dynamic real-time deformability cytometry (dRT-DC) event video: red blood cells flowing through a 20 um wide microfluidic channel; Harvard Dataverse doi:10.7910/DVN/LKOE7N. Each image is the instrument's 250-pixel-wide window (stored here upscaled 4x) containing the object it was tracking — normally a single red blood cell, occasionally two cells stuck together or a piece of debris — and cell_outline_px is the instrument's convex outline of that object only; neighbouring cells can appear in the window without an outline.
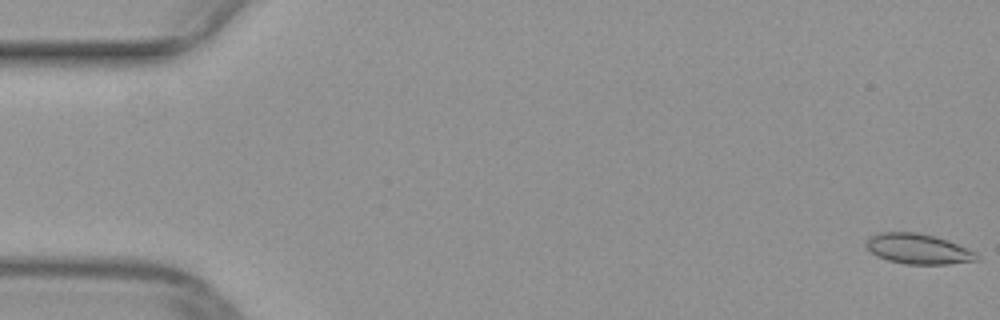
{"species": "common noctule bat (a hibernating species)", "species_latin": "Nyctalus noctula", "temperature_condition": "warm", "stored_images_in_passage": 51, "camera_frame_rate_fps": 3000, "um_per_image_px": 0.085, "animal": {"sex": "female", "body_mass_g": 29.2, "forearm_length_mm": 56.3}, "frame": {"image": 1, "passage_image": 1, "time_ms": 0.0, "image_size_px": [1000, 320], "cell_outline_px": [[980, 260], [948, 264], [904, 264], [888, 260], [876, 256], [864, 244], [868, 236], [880, 232], [916, 232], [936, 236], [948, 240], [976, 252], [980, 256]], "centroid_in_image_um": [78.04, 21.15], "position_along_channel_um": 7.0, "area_um2": 19.71}}
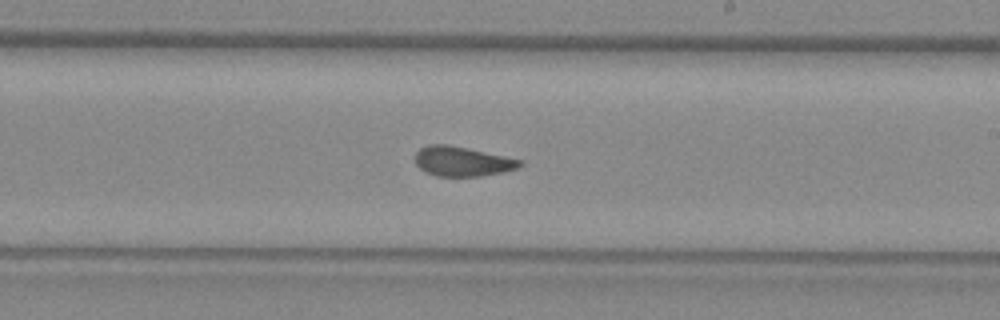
{"frame": {"image": 2, "passage_image": 30, "time_ms": 9.667, "image_size_px": [1000, 320], "cell_outline_px": [[524, 164], [516, 168], [504, 172], [480, 176], [436, 176], [424, 172], [416, 164], [416, 152], [420, 148], [428, 144], [448, 144], [524, 160]], "centroid_in_image_um": [39.3, 13.72], "position_along_channel_um": 249.7, "area_um2": 18.21}}
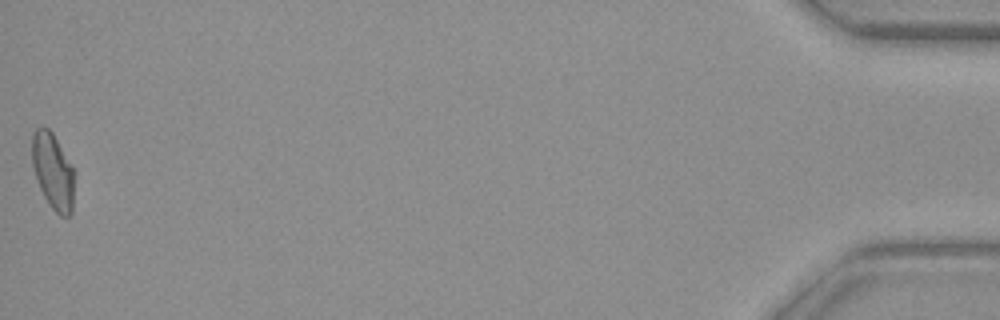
{"frame": {"image": 3, "passage_image": 51, "time_ms": 16.667, "image_size_px": [1000, 320], "cell_outline_px": [[72, 212], [68, 216], [60, 216], [52, 208], [44, 196], [36, 180], [32, 164], [32, 132], [36, 128], [48, 128], [52, 132], [72, 168]], "centroid_in_image_um": [4.45, 14.55], "position_along_channel_um": 430.8, "area_um2": 18.15}}